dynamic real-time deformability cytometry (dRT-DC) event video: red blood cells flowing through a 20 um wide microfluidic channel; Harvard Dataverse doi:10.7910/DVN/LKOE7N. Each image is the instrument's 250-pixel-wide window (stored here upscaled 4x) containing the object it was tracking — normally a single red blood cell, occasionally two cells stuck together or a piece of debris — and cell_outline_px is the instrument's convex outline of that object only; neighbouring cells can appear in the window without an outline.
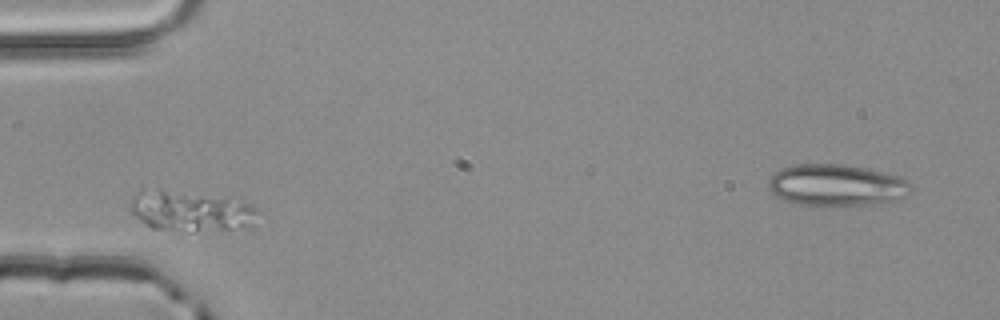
{"species": "common noctule bat (a hibernating species)", "species_latin": "Nyctalus noctula", "temperature_condition": "room temperature", "stored_images_in_passage": 1, "camera_frame_rate_fps": 3000, "um_per_image_px": 0.085, "animal": {"sex": "male", "body_mass_g": 20.4}, "frame": {"image": 1, "passage_image": 1, "time_ms": 0.0, "image_size_px": [1000, 320], "cell_outline_px": [[264, 212], [252, 228], [192, 232], [152, 228], [144, 224], [132, 212], [132, 196], [140, 188], [156, 188], [240, 200]], "centroid_in_image_um": [16.3, 17.96], "position_along_channel_um": 68.7, "area_um2": 30.92}}